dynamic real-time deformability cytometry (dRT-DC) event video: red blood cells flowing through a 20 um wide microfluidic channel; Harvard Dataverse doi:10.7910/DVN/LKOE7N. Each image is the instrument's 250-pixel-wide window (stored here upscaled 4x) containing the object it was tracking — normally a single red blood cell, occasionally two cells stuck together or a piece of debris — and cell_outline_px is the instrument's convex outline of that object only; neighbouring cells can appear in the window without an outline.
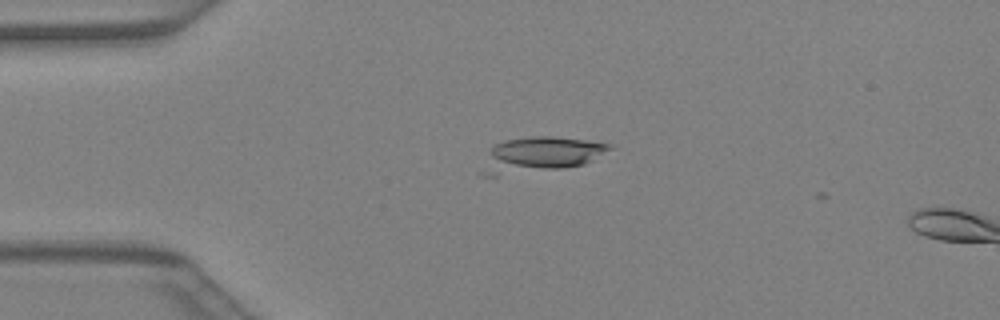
{"species": "Egyptian fruit bat (a non-hibernating species)", "species_latin": "Rousettus aegyptiacus", "temperature_condition": "warm", "stored_images_in_passage": 12, "camera_frame_rate_fps": 3000, "um_per_image_px": 0.085, "animal": {"sex": "female"}, "frame": {"image": 1, "passage_image": 10, "time_ms": 3.0, "image_size_px": [1000, 320], "cell_outline_px": [[616, 148], [584, 164], [564, 168], [544, 168], [500, 164], [488, 152], [488, 148], [504, 140], [528, 136], [552, 136], [584, 140], [612, 144]], "centroid_in_image_um": [46.55, 12.9], "position_along_channel_um": 38.4, "area_um2": 21.79}}